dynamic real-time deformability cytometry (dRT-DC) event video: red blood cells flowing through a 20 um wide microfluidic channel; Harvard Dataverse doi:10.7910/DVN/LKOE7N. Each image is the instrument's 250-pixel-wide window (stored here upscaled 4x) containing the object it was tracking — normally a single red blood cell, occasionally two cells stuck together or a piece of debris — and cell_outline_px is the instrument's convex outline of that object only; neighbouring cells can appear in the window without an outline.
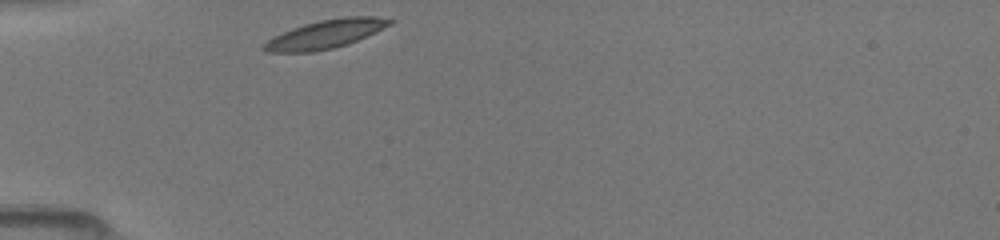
{"species": "common noctule bat (a hibernating species)", "species_latin": "Nyctalus noctula", "temperature_condition": "room temperature", "stored_images_in_passage": 28, "camera_frame_rate_fps": 3000, "um_per_image_px": 0.085, "animal": {"sex": "female", "body_mass_g": 19.5, "forearm_length_mm": 54.1}, "frame": {"image": 1, "passage_image": 1, "time_ms": 0.0, "image_size_px": [1000, 240], "cell_outline_px": [[396, 20], [392, 24], [376, 32], [348, 44], [316, 52], [264, 52], [260, 48], [268, 40], [292, 28], [304, 24], [320, 20], [344, 16], [376, 16]], "centroid_in_image_um": [27.71, 2.9], "position_along_channel_um": 57.3, "area_um2": 20.98}}
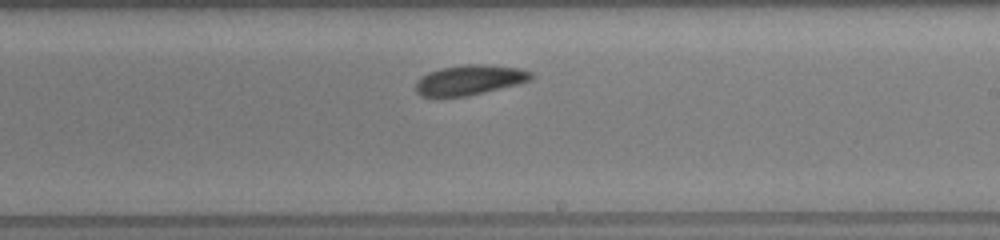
{"frame": {"image": 2, "passage_image": 16, "time_ms": 5.0, "image_size_px": [1000, 240], "cell_outline_px": [[532, 80], [520, 84], [484, 92], [464, 96], [420, 96], [416, 92], [416, 80], [428, 72], [440, 68], [464, 64], [484, 64], [520, 68], [532, 72]], "centroid_in_image_um": [39.93, 6.78], "position_along_channel_um": 249.1, "area_um2": 20.23}}
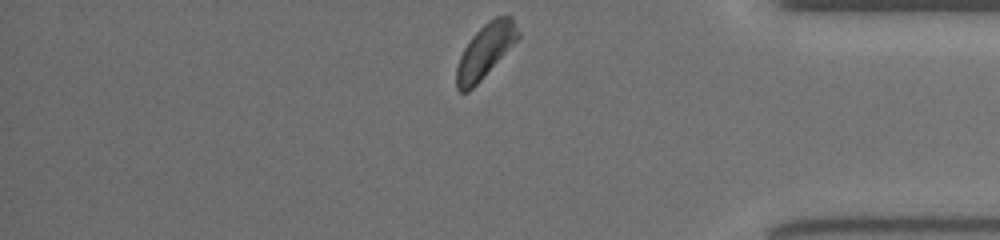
{"frame": {"image": 3, "passage_image": 28, "time_ms": 9.0, "image_size_px": [1000, 240], "cell_outline_px": [[520, 36], [480, 80], [468, 92], [460, 92], [456, 88], [456, 68], [460, 56], [464, 48], [472, 36], [488, 20], [496, 16], [512, 16], [520, 32]], "centroid_in_image_um": [41.23, 4.31], "position_along_channel_um": 394.0, "area_um2": 18.9}}